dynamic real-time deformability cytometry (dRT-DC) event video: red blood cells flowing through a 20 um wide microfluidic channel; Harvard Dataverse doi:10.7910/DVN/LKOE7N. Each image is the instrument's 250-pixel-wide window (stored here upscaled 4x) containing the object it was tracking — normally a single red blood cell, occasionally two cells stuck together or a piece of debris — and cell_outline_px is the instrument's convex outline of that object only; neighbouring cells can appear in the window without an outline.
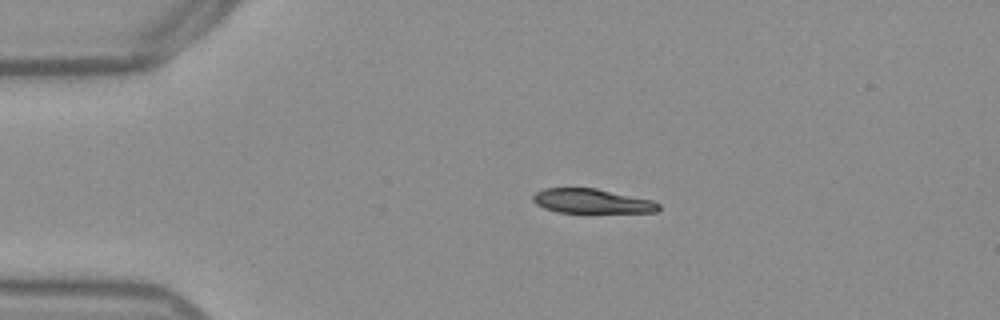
{"species": "Egyptian fruit bat (a non-hibernating species)", "species_latin": "Rousettus aegyptiacus", "temperature_condition": "warm", "stored_images_in_passage": 53, "camera_frame_rate_fps": 3000, "um_per_image_px": 0.085, "frame": {"image": 1, "passage_image": 11, "time_ms": 3.333, "image_size_px": [1000, 320], "cell_outline_px": [[660, 208], [656, 212], [556, 212], [544, 208], [536, 204], [532, 200], [532, 196], [536, 192], [544, 188], [596, 188], [652, 200], [660, 204]], "centroid_in_image_um": [50.28, 17.09], "position_along_channel_um": 34.7, "area_um2": 17.8}}
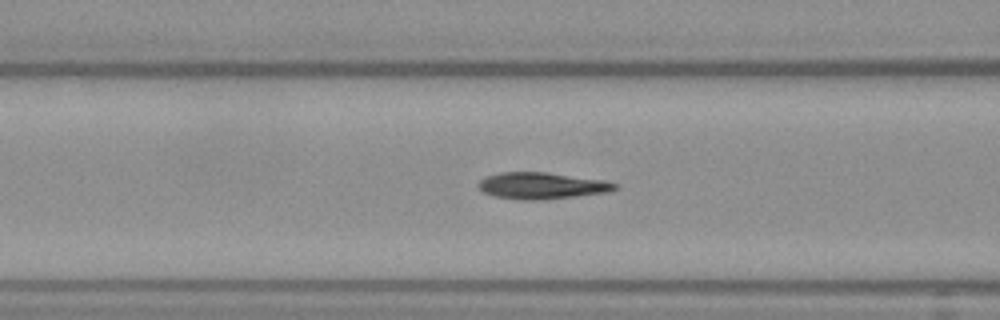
{"frame": {"image": 2, "passage_image": 21, "time_ms": 6.667, "image_size_px": [1000, 320], "cell_outline_px": [[616, 188], [608, 192], [576, 196], [536, 200], [516, 200], [492, 196], [484, 192], [476, 184], [484, 176], [500, 172], [548, 172], [608, 180], [616, 184]], "centroid_in_image_um": [46.02, 15.77], "position_along_channel_um": 120.6, "area_um2": 21.39}}
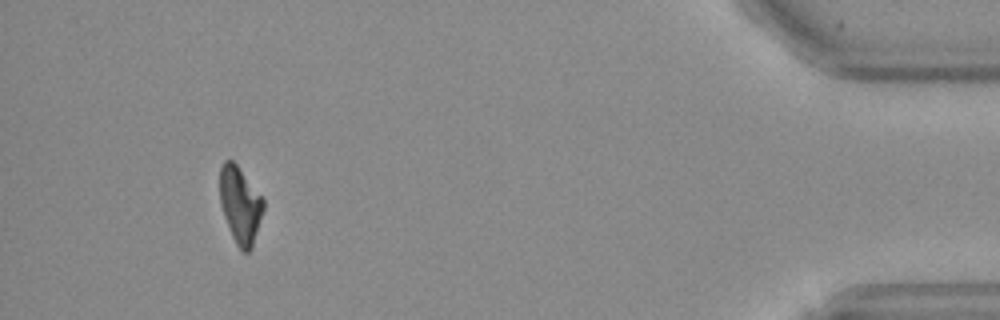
{"frame": {"image": 3, "passage_image": 49, "time_ms": 16.0, "image_size_px": [1000, 320], "cell_outline_px": [[264, 208], [252, 248], [248, 252], [244, 252], [236, 244], [232, 236], [224, 216], [220, 204], [220, 168], [224, 160], [232, 160], [236, 164], [264, 200]], "centroid_in_image_um": [20.41, 17.43], "position_along_channel_um": 414.8, "area_um2": 19.19}, "authors_computed_cell_mechanics": {"area_um2": 20.519, "velocity_mm_per_s": 3.8528, "shape_relaxation_time_tau1_ms": 4.9307, "shape_relaxation_time_tau2_ms": 3.326, "deformation_change_tau1": 0.206, "deformation_change_tau2": 0.0705}}